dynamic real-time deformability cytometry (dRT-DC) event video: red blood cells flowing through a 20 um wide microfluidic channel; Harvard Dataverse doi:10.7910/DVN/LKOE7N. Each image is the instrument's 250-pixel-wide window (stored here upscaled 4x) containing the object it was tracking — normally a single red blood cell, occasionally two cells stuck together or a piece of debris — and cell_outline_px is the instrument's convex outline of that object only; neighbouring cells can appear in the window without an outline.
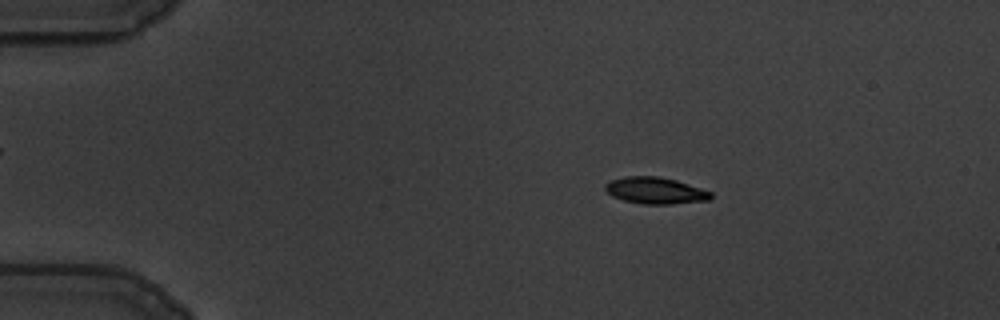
{"species": "common noctule bat (a hibernating species)", "species_latin": "Nyctalus noctula", "temperature_condition": "warm", "stored_images_in_passage": 59, "camera_frame_rate_fps": 3000, "um_per_image_px": 0.085, "animal": {"sex": "male", "body_mass_g": 19.5, "forearm_length_mm": 54.6}, "frame": {"image": 1, "passage_image": 11, "time_ms": 3.333, "image_size_px": [1000, 320], "cell_outline_px": [[712, 196], [708, 200], [672, 204], [644, 204], [624, 200], [612, 196], [604, 188], [604, 184], [608, 180], [624, 176], [660, 176], [676, 180], [712, 192]], "centroid_in_image_um": [55.66, 16.18], "position_along_channel_um": 29.3, "area_um2": 16.42}}
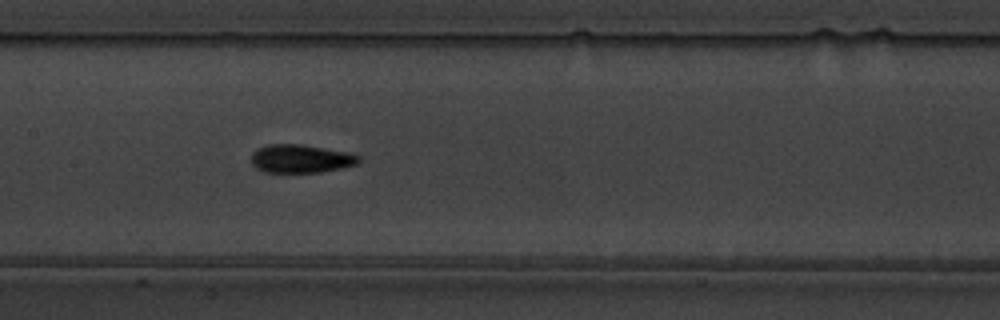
{"frame": {"image": 2, "passage_image": 30, "time_ms": 9.667, "image_size_px": [1000, 320], "cell_outline_px": [[360, 160], [356, 164], [340, 168], [320, 172], [264, 172], [256, 168], [252, 164], [252, 152], [256, 148], [268, 144], [300, 144], [348, 152], [360, 156]], "centroid_in_image_um": [25.53, 13.48], "position_along_channel_um": 181.9, "area_um2": 17.69}}
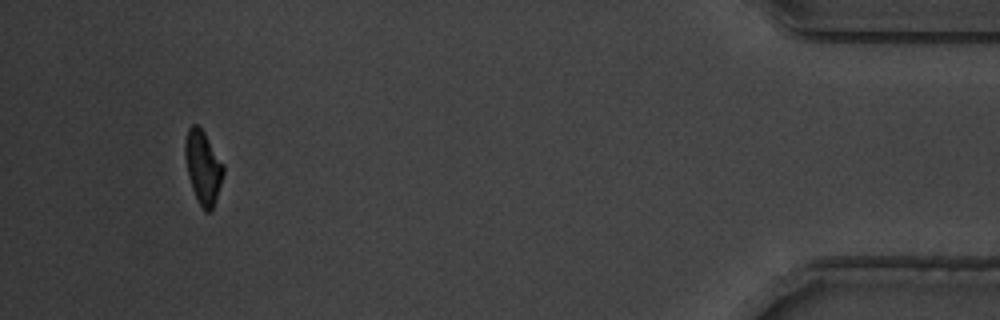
{"frame": {"image": 3, "passage_image": 56, "time_ms": 18.333, "image_size_px": [1000, 320], "cell_outline_px": [[224, 172], [212, 208], [208, 212], [204, 212], [192, 188], [184, 156], [184, 144], [188, 128], [192, 124], [196, 124], [204, 132], [224, 164]], "centroid_in_image_um": [17.24, 14.17], "position_along_channel_um": 418.0, "area_um2": 16.01}, "authors_computed_cell_mechanics": {"area_um2": 16.8776, "velocity_mm_per_s": 3.4712, "shape_relaxation_time_tau1_ms": 4.9383, "shape_relaxation_time_tau2_ms": 3.7345, "deformation_change_tau1": 0.1942, "deformation_change_tau2": 0.0811}}